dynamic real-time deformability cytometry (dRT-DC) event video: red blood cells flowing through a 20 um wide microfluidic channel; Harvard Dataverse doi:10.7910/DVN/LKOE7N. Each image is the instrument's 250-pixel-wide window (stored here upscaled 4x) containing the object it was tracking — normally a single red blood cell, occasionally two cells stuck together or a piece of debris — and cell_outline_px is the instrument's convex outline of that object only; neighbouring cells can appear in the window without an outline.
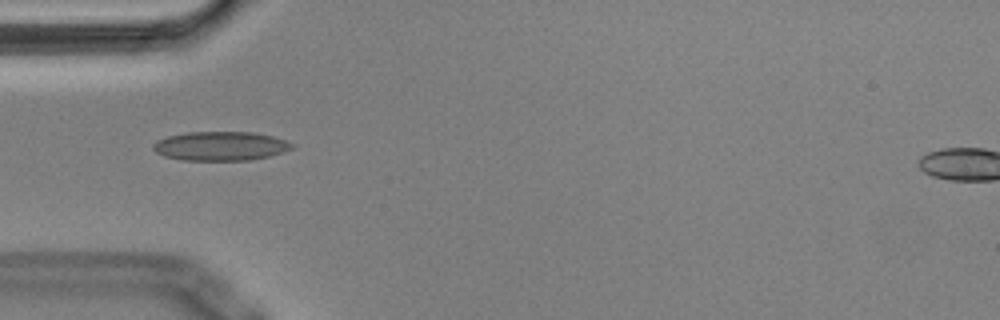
{"species": "Egyptian fruit bat (a non-hibernating species)", "species_latin": "Rousettus aegyptiacus", "temperature_condition": "cold", "stored_images_in_passage": 40, "camera_frame_rate_fps": 3000, "um_per_image_px": 0.085, "animal": {"sex": "male"}, "frame": {"image": 1, "passage_image": 2, "time_ms": 0.333, "image_size_px": [1000, 320], "cell_outline_px": [[296, 144], [292, 148], [284, 152], [268, 156], [248, 160], [180, 160], [164, 156], [156, 152], [152, 148], [152, 144], [156, 140], [168, 136], [188, 132], [256, 132], [272, 136]], "centroid_in_image_um": [18.73, 12.41], "position_along_channel_um": 66.3, "area_um2": 23.58}}
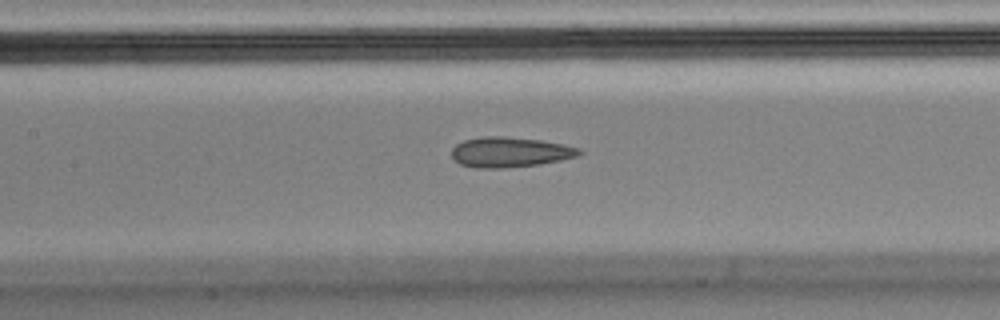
{"frame": {"image": 2, "passage_image": 10, "time_ms": 3.0, "image_size_px": [1000, 320], "cell_outline_px": [[584, 152], [576, 156], [560, 160], [540, 164], [504, 168], [472, 168], [460, 164], [452, 156], [452, 148], [456, 144], [464, 140], [484, 136], [500, 136], [540, 140], [564, 144], [580, 148]], "centroid_in_image_um": [43.34, 12.93], "position_along_channel_um": 164.1, "area_um2": 22.43}}
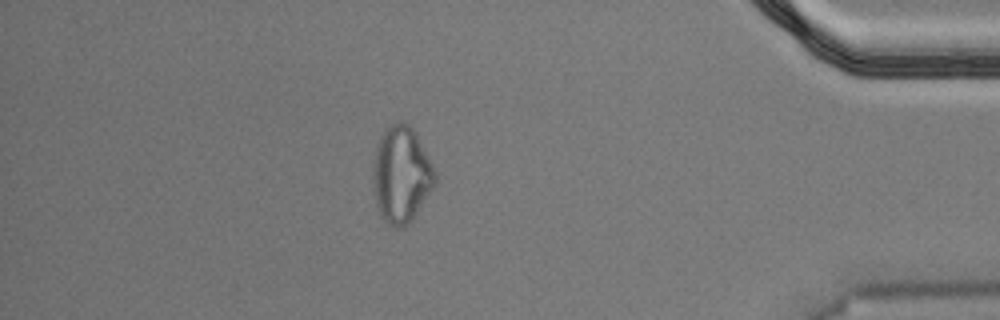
{"frame": {"image": 3, "passage_image": 33, "time_ms": 10.667, "image_size_px": [1000, 320], "cell_outline_px": [[436, 184], [412, 220], [404, 228], [396, 228], [388, 224], [380, 216], [372, 192], [372, 164], [376, 148], [380, 136], [384, 128], [396, 120], [404, 120], [412, 128], [432, 164], [436, 172]], "centroid_in_image_um": [34.07, 14.85], "position_along_channel_um": 401.1, "area_um2": 35.49}, "authors_computed_cell_mechanics": {"area_um2": 23.1778, "velocity_mm_per_s": 3.6287, "shape_relaxation_time_tau1_ms": null, "shape_relaxation_time_tau2_ms": 2.8833, "deformation_change_tau1": null, "deformation_change_tau2": 0.0904}}